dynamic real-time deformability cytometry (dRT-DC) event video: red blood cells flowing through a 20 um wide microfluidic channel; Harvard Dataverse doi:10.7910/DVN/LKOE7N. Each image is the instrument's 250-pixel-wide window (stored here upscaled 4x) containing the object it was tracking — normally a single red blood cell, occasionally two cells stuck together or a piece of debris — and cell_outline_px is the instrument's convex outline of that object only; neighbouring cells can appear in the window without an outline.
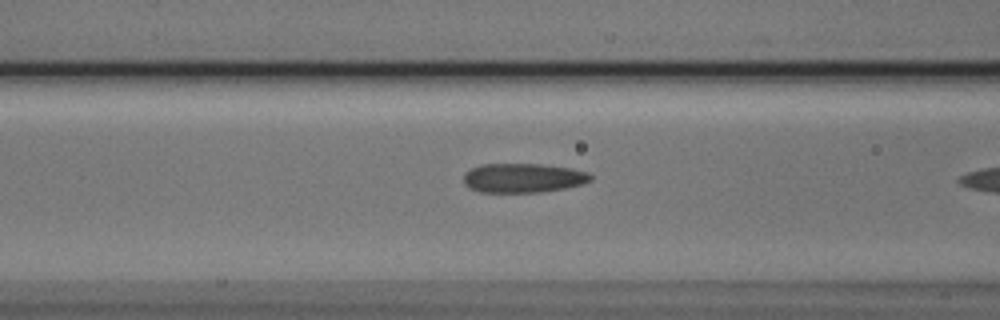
{"species": "Egyptian fruit bat (a non-hibernating species)", "species_latin": "Rousettus aegyptiacus", "temperature_condition": "cold", "stored_images_in_passage": 8, "camera_frame_rate_fps": 3000, "um_per_image_px": 0.085, "animal": {"sex": "male"}, "frame": {"image": 1, "passage_image": 7, "time_ms": 2.0, "image_size_px": [1000, 320], "cell_outline_px": [[592, 180], [584, 184], [564, 188], [540, 192], [480, 192], [464, 184], [464, 172], [480, 164], [540, 164], [568, 168], [588, 172], [592, 176]], "centroid_in_image_um": [44.46, 15.12], "position_along_channel_um": 122.1, "area_um2": 21.62}}